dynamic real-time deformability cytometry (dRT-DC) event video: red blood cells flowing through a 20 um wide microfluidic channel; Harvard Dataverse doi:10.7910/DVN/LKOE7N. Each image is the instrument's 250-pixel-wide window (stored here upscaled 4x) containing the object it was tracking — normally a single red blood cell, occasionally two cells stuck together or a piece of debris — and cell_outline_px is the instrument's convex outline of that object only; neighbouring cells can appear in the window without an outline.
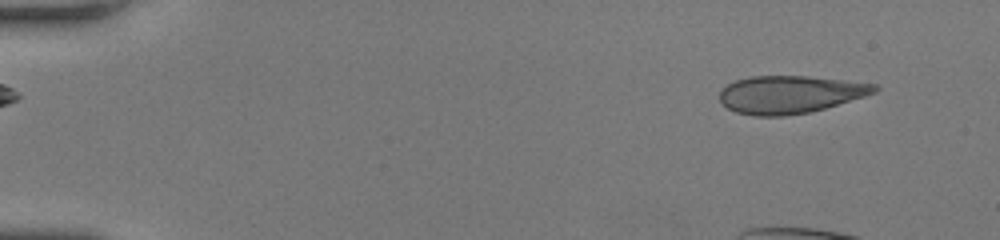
{"species": "human", "species_latin": "Homo sapiens", "temperature_condition": "room temperature", "stored_images_in_passage": 40, "segment_of_instrument_passage": [1, 2], "camera_frame_rate_fps": 3000, "um_per_image_px": 0.085, "donor": {"sex": "female"}, "frame": {"image": 1, "passage_image": 3, "time_ms": 0.667, "image_size_px": [1000, 240], "cell_outline_px": [[880, 88], [876, 92], [864, 96], [812, 112], [784, 116], [756, 116], [736, 112], [728, 108], [720, 100], [720, 88], [736, 80], [752, 76], [808, 76], [844, 80], [876, 84]], "centroid_in_image_um": [67.15, 8.03], "position_along_channel_um": 17.9, "area_um2": 33.99}}
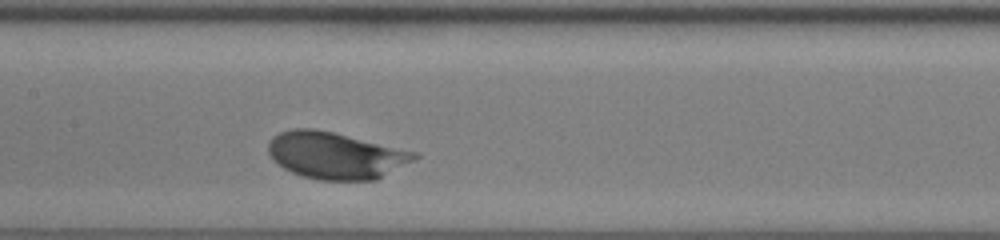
{"frame": {"image": 2, "passage_image": 22, "time_ms": 7.0, "image_size_px": [1000, 240], "cell_outline_px": [[420, 156], [376, 180], [320, 180], [304, 176], [292, 172], [284, 168], [268, 152], [268, 144], [272, 136], [280, 132], [292, 128], [312, 128], [332, 132], [420, 152]], "centroid_in_image_um": [28.55, 13.2], "position_along_channel_um": 178.9, "area_um2": 39.59}}
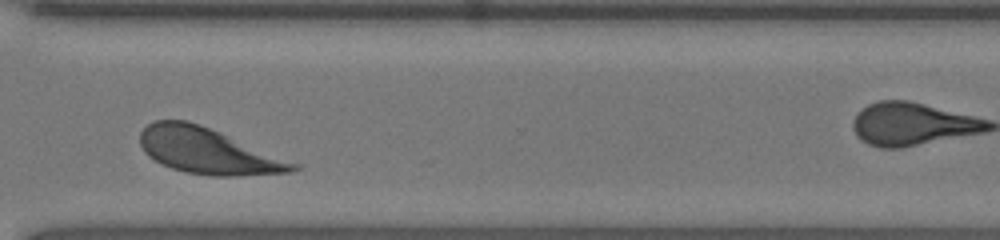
{"frame": {"image": 3, "passage_image": 36, "time_ms": 11.667, "image_size_px": [1000, 240], "cell_outline_px": [[300, 168], [292, 172], [236, 176], [212, 176], [184, 172], [172, 168], [148, 156], [144, 152], [140, 144], [140, 132], [152, 120], [188, 120], [200, 124], [300, 164]], "centroid_in_image_um": [17.67, 12.83], "position_along_channel_um": 352.9, "area_um2": 40.75}}